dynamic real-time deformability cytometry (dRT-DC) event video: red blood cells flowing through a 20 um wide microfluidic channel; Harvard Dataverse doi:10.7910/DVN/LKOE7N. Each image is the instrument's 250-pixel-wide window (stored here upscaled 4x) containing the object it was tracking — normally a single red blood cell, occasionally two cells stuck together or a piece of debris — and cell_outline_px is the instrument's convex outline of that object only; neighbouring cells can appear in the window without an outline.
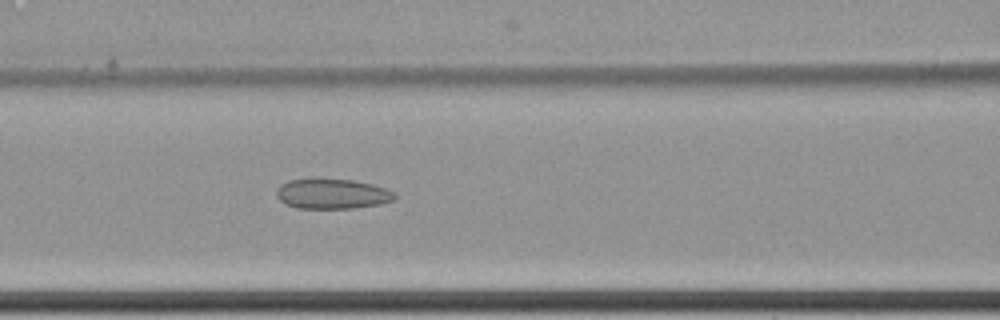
{"species": "common noctule bat (a hibernating species)", "species_latin": "Nyctalus noctula", "temperature_condition": "cold", "stored_images_in_passage": 8, "camera_frame_rate_fps": 3000, "um_per_image_px": 0.085, "animal": {"sex": "female", "body_mass_g": 22.7, "forearm_length_mm": 54.2}, "frame": {"image": 1, "passage_image": 8, "time_ms": 2.333, "image_size_px": [1000, 320], "cell_outline_px": [[396, 196], [392, 200], [380, 204], [356, 208], [296, 208], [280, 200], [276, 196], [276, 188], [280, 184], [288, 180], [352, 180], [372, 184], [396, 192]], "centroid_in_image_um": [28.24, 16.49], "position_along_channel_um": 138.4, "area_um2": 20.4}}